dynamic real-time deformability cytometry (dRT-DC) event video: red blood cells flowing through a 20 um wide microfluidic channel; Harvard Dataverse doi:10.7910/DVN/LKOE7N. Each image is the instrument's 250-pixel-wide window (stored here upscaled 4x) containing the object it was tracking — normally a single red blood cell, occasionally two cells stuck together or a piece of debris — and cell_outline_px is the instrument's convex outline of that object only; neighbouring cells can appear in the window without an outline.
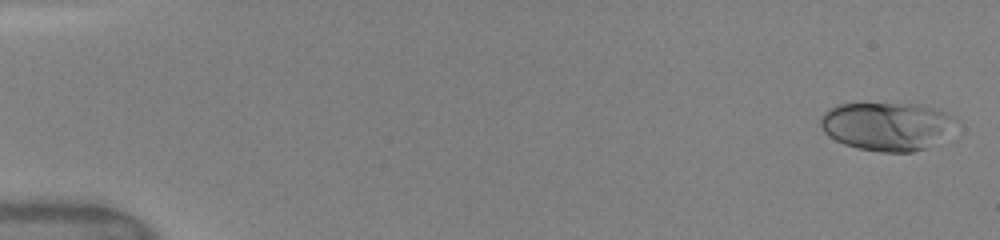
{"species": "human", "species_latin": "Homo sapiens", "temperature_condition": "warm", "stored_images_in_passage": 8, "camera_frame_rate_fps": 3000, "um_per_image_px": 0.085, "donor": {"sex": "female"}, "frame": {"image": 1, "passage_image": 1, "time_ms": 0.0, "image_size_px": [1000, 240], "cell_outline_px": [[956, 120], [924, 148], [912, 152], [880, 152], [860, 148], [844, 144], [828, 136], [824, 132], [820, 124], [820, 116], [828, 108], [840, 104], [924, 104], [940, 108], [952, 116]], "centroid_in_image_um": [75.26, 10.69], "position_along_channel_um": 9.7, "area_um2": 37.28}}
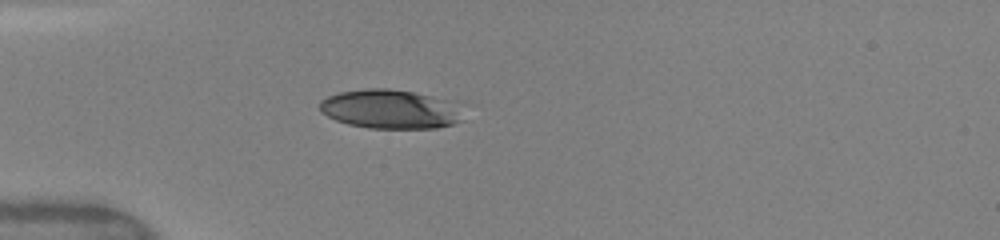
{"frame": {"image": 2, "passage_image": 8, "time_ms": 4.333, "image_size_px": [1000, 240], "cell_outline_px": [[468, 104], [464, 120], [452, 124], [436, 128], [368, 128], [348, 124], [336, 120], [320, 112], [320, 100], [328, 96], [340, 92], [364, 88], [388, 88], [460, 100]], "centroid_in_image_um": [33.37, 9.26], "position_along_channel_um": 51.6, "area_um2": 33.99}}